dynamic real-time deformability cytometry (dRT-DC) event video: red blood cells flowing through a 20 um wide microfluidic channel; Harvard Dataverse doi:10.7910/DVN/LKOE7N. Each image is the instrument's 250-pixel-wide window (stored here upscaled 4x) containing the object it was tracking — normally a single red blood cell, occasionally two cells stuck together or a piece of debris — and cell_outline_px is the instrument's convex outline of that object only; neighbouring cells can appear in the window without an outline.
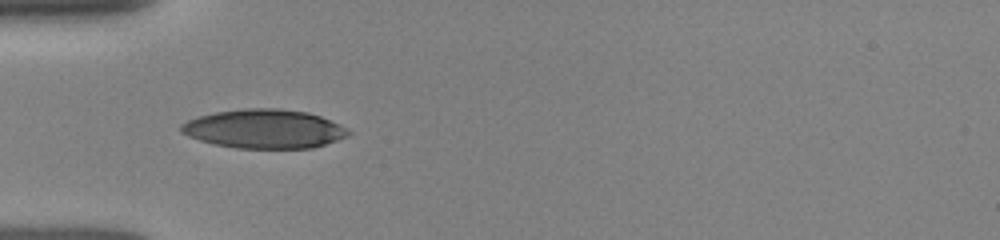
{"species": "human", "species_latin": "Homo sapiens", "temperature_condition": "room temperature", "stored_images_in_passage": 24, "camera_frame_rate_fps": 3000, "um_per_image_px": 0.085, "donor": {"sex": "female"}, "frame": {"image": 1, "passage_image": 8, "time_ms": 5.0, "image_size_px": [1000, 240], "cell_outline_px": [[352, 132], [348, 136], [312, 148], [236, 148], [216, 144], [200, 140], [188, 136], [180, 132], [180, 124], [188, 120], [200, 116], [216, 112], [244, 108], [280, 108], [308, 112], [320, 116]], "centroid_in_image_um": [22.43, 10.95], "position_along_channel_um": 62.6, "area_um2": 37.69}}
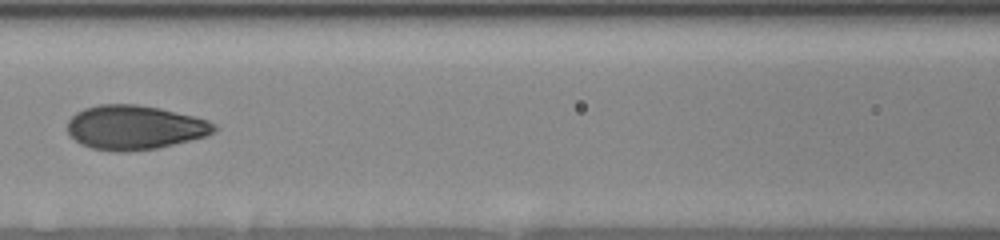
{"frame": {"image": 2, "passage_image": 12, "time_ms": 7.333, "image_size_px": [1000, 240], "cell_outline_px": [[216, 128], [208, 136], [156, 148], [128, 152], [116, 152], [92, 148], [80, 144], [68, 132], [68, 120], [76, 112], [84, 108], [100, 104], [136, 104], [160, 108], [208, 120], [216, 124]], "centroid_in_image_um": [11.44, 10.83], "position_along_channel_um": 155.2, "area_um2": 37.8}}
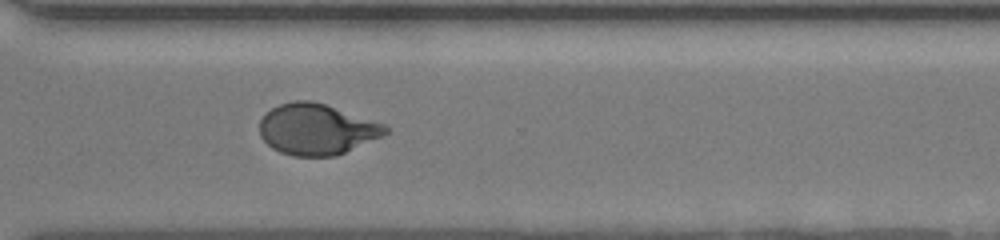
{"frame": {"image": 3, "passage_image": 19, "time_ms": 12.0, "image_size_px": [1000, 240], "cell_outline_px": [[392, 128], [388, 132], [380, 136], [336, 156], [292, 156], [280, 152], [272, 148], [260, 136], [260, 120], [264, 112], [280, 104], [296, 100], [312, 100], [388, 124]], "centroid_in_image_um": [26.92, 10.97], "position_along_channel_um": 343.7, "area_um2": 37.51}}